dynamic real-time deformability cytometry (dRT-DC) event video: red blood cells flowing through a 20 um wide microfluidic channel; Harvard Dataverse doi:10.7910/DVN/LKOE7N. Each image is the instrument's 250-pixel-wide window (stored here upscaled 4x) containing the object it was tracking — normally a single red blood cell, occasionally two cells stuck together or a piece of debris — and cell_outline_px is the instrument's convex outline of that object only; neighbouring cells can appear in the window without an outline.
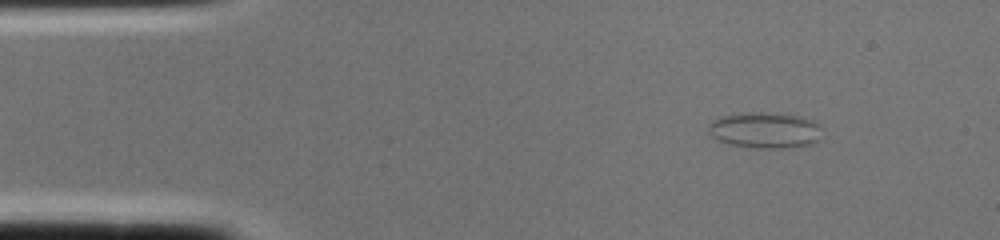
{"species": "common noctule bat (a hibernating species)", "species_latin": "Nyctalus noctula", "temperature_condition": "cold", "stored_images_in_passage": 1, "camera_frame_rate_fps": 3000, "um_per_image_px": 0.085, "animal": {"sex": "female", "body_mass_g": 22.0, "forearm_length_mm": 56.7}, "frame": {"image": 1, "passage_image": 1, "time_ms": 0.0, "image_size_px": [1000, 240], "cell_outline_px": [[824, 140], [812, 144], [784, 148], [756, 148], [732, 144], [716, 140], [708, 132], [708, 124], [712, 120], [720, 116], [752, 112], [760, 112], [800, 116], [812, 120], [820, 128]], "centroid_in_image_um": [65.04, 11.08], "position_along_channel_um": 20.0, "area_um2": 23.99}}